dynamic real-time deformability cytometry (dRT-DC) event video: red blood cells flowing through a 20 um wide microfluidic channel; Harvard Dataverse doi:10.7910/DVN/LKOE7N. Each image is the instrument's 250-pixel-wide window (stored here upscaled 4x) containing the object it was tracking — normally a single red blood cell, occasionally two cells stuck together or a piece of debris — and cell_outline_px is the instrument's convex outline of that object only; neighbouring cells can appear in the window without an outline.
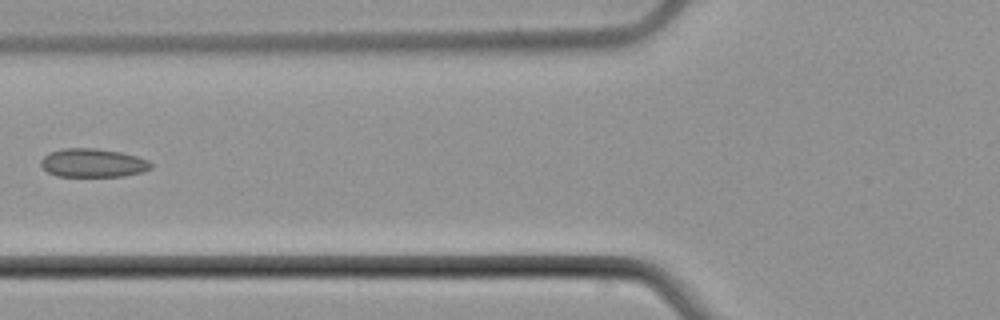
{"species": "common noctule bat (a hibernating species)", "species_latin": "Nyctalus noctula", "temperature_condition": "cold", "stored_images_in_passage": 5, "camera_frame_rate_fps": 3000, "um_per_image_px": 0.085, "animal": {"sex": "male", "body_mass_g": 21.5, "forearm_length_mm": 52.0}, "frame": {"image": 1, "passage_image": 5, "time_ms": 5.0, "image_size_px": [1000, 320], "cell_outline_px": [[152, 168], [140, 172], [124, 176], [56, 176], [48, 172], [40, 164], [40, 160], [48, 152], [64, 148], [96, 148], [120, 152], [136, 156], [148, 160], [152, 164]], "centroid_in_image_um": [7.87, 13.84], "position_along_channel_um": 117.9, "area_um2": 18.32}}